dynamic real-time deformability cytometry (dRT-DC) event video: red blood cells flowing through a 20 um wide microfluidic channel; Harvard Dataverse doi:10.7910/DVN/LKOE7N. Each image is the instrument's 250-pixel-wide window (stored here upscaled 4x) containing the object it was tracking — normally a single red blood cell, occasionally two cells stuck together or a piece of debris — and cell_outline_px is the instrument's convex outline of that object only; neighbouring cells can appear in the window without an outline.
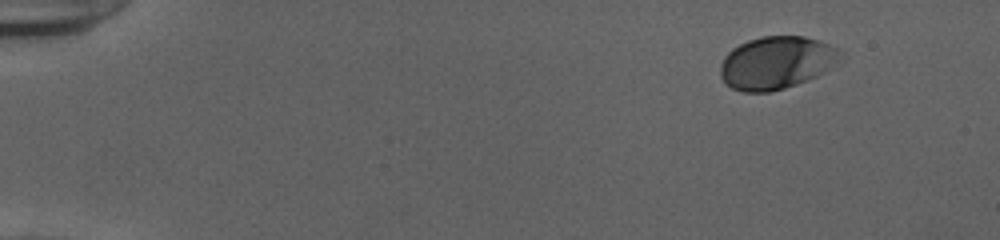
{"species": "human", "species_latin": "Homo sapiens", "temperature_condition": "cold", "stored_images_in_passage": 22, "camera_frame_rate_fps": 3000, "um_per_image_px": 0.085, "donor": {"sex": "female"}, "frame": {"image": 1, "passage_image": 1, "time_ms": 0.0, "image_size_px": [1000, 240], "cell_outline_px": [[844, 52], [824, 72], [808, 80], [784, 88], [768, 92], [744, 92], [732, 88], [720, 76], [720, 64], [724, 56], [732, 48], [748, 40], [760, 36], [804, 36], [820, 40]], "centroid_in_image_um": [65.96, 5.32], "position_along_channel_um": 19.0, "area_um2": 36.65}}
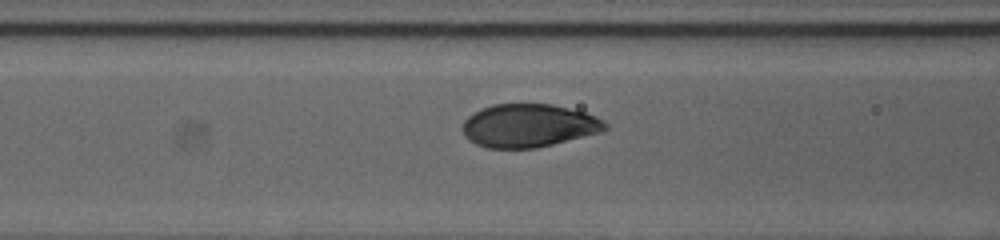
{"frame": {"image": 2, "passage_image": 19, "time_ms": 6.0, "image_size_px": [1000, 240], "cell_outline_px": [[608, 128], [600, 132], [536, 148], [488, 148], [476, 144], [468, 140], [464, 136], [460, 128], [464, 120], [472, 112], [492, 104], [552, 104], [584, 112], [596, 116], [604, 120], [608, 124]], "centroid_in_image_um": [44.89, 10.67], "position_along_channel_um": 121.7, "area_um2": 36.07}}
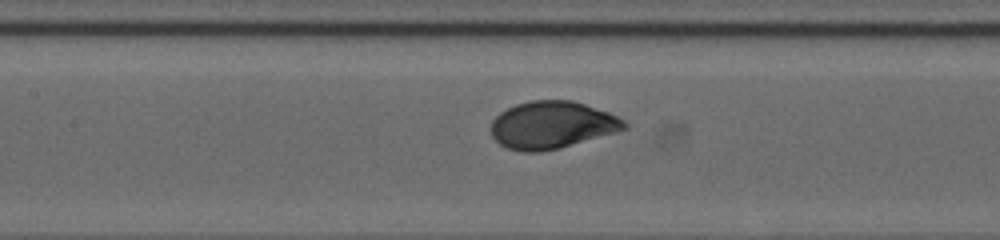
{"frame": {"image": 3, "passage_image": 22, "time_ms": 7.0, "image_size_px": [1000, 240], "cell_outline_px": [[628, 128], [616, 132], [560, 148], [540, 152], [524, 152], [508, 148], [500, 144], [492, 136], [492, 120], [500, 112], [516, 104], [532, 100], [572, 100], [608, 112], [624, 120], [628, 124]], "centroid_in_image_um": [46.92, 10.62], "position_along_channel_um": 160.5, "area_um2": 36.65}}